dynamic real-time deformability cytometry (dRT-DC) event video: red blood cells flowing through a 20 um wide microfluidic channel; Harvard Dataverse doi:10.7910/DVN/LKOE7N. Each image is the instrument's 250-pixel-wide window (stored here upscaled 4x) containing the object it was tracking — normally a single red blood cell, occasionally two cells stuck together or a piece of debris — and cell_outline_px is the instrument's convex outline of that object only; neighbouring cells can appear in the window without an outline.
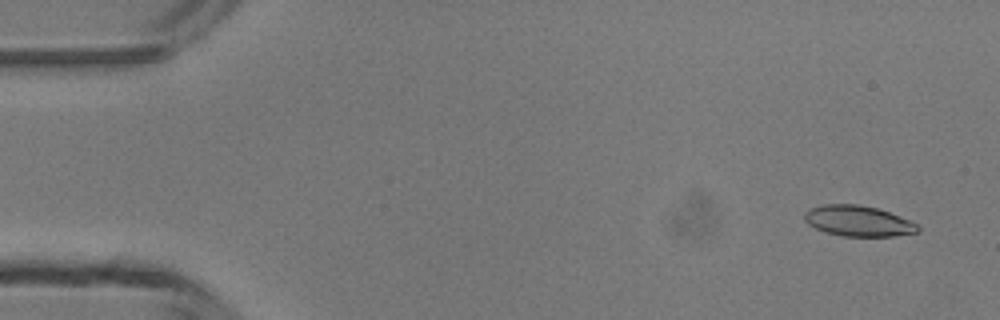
{"species": "common noctule bat (a hibernating species)", "species_latin": "Nyctalus noctula", "temperature_condition": "room temperature", "stored_images_in_passage": 47, "camera_frame_rate_fps": 3000, "um_per_image_px": 0.085, "animal": {"sex": "male", "body_mass_g": 13.3}, "frame": {"image": 1, "passage_image": 2, "time_ms": 0.333, "image_size_px": [1000, 320], "cell_outline_px": [[920, 232], [892, 236], [844, 236], [824, 232], [808, 224], [804, 220], [804, 212], [808, 208], [824, 204], [856, 204], [876, 208], [888, 212], [920, 224]], "centroid_in_image_um": [72.94, 18.78], "position_along_channel_um": 12.1, "area_um2": 20.35}}
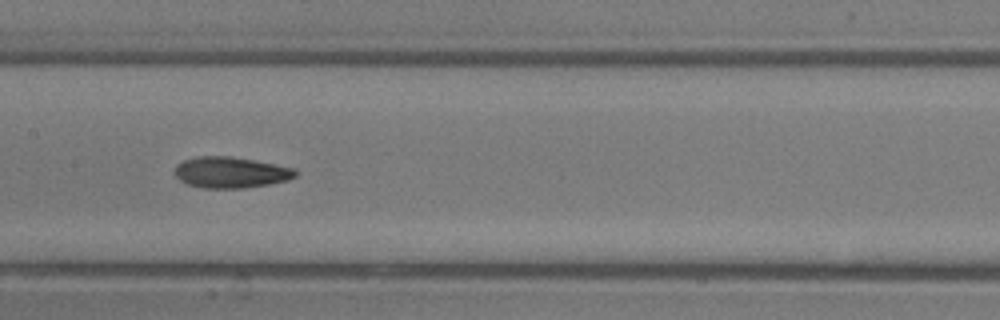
{"frame": {"image": 2, "passage_image": 23, "time_ms": 7.333, "image_size_px": [1000, 320], "cell_outline_px": [[296, 176], [288, 180], [268, 184], [244, 188], [204, 188], [188, 184], [180, 180], [176, 176], [176, 164], [184, 160], [196, 156], [232, 156], [256, 160], [292, 168], [296, 172]], "centroid_in_image_um": [19.6, 14.65], "position_along_channel_um": 187.8, "area_um2": 21.73}}
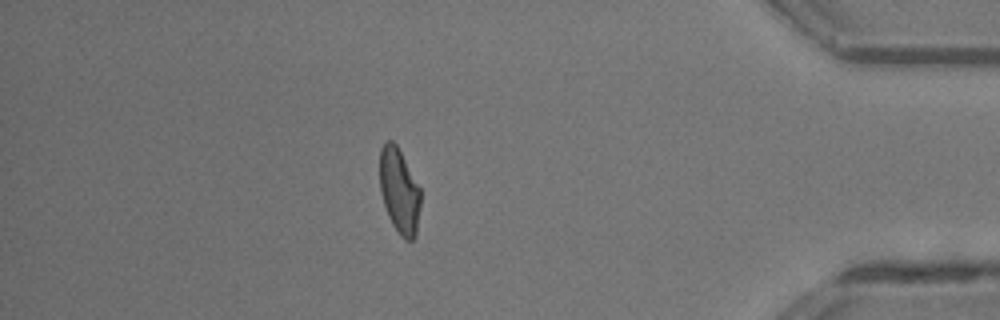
{"frame": {"image": 3, "passage_image": 41, "time_ms": 13.333, "image_size_px": [1000, 320], "cell_outline_px": [[420, 204], [416, 236], [412, 240], [404, 240], [400, 236], [392, 224], [388, 216], [380, 192], [380, 148], [388, 140], [392, 140], [396, 144], [420, 188]], "centroid_in_image_um": [33.93, 16.26], "position_along_channel_um": 401.3, "area_um2": 20.17}, "authors_computed_cell_mechanics": {"area_um2": 21.1548, "velocity_mm_per_s": 4.2942, "shape_relaxation_time_tau1_ms": 6.6877, "shape_relaxation_time_tau2_ms": 2.2845, "deformation_change_tau1": 0.1918, "deformation_change_tau2": 0.0913}}